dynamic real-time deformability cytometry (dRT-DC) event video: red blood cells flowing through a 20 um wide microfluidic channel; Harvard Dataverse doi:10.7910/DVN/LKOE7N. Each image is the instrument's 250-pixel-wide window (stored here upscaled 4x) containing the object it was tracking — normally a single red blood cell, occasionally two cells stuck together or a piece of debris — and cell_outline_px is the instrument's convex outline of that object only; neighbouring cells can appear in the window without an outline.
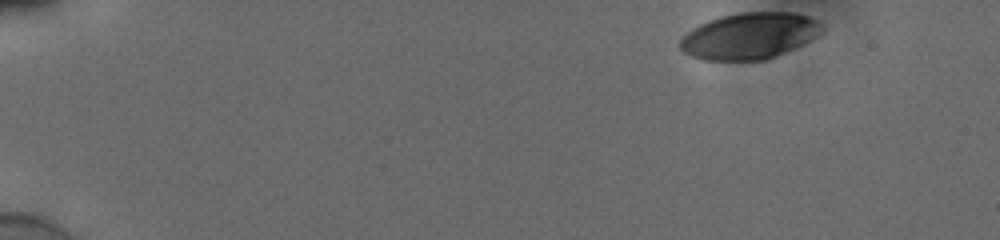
{"species": "human", "species_latin": "Homo sapiens", "temperature_condition": "cold", "stored_images_in_passage": 42, "camera_frame_rate_fps": 3000, "um_per_image_px": 0.085, "donor": {"sex": "male"}, "frame": {"image": 1, "passage_image": 1, "time_ms": 0.0, "image_size_px": [1000, 240], "cell_outline_px": [[824, 32], [792, 48], [764, 60], [704, 60], [692, 56], [684, 52], [680, 48], [680, 40], [692, 28], [708, 20], [720, 16], [740, 12], [796, 12], [808, 16], [824, 24]], "centroid_in_image_um": [63.71, 3.03], "position_along_channel_um": 21.3, "area_um2": 38.09}}
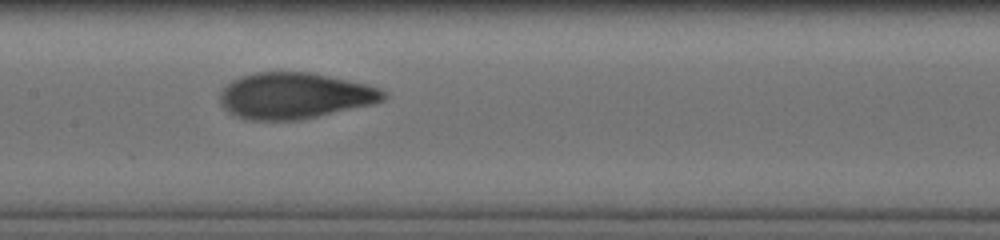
{"frame": {"image": 2, "passage_image": 24, "time_ms": 7.667, "image_size_px": [1000, 240], "cell_outline_px": [[388, 96], [384, 100], [372, 104], [300, 120], [248, 120], [236, 116], [228, 112], [220, 104], [220, 92], [232, 80], [240, 76], [256, 72], [308, 72], [368, 84], [380, 88], [388, 92]], "centroid_in_image_um": [25.05, 8.14], "position_along_channel_um": 182.3, "area_um2": 44.04}}
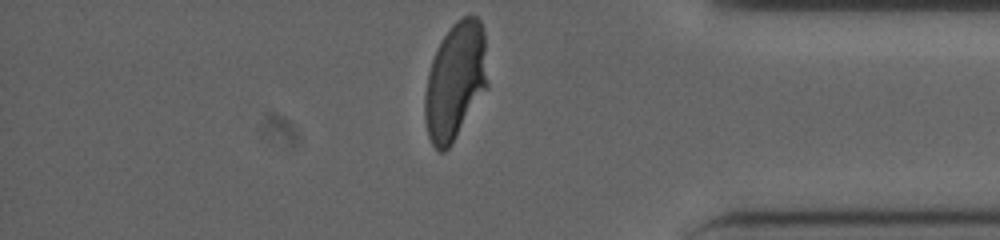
{"frame": {"image": 3, "passage_image": 42, "time_ms": 13.667, "image_size_px": [1000, 240], "cell_outline_px": [[488, 88], [452, 144], [444, 152], [440, 152], [432, 144], [428, 136], [424, 116], [424, 96], [428, 72], [432, 60], [444, 36], [452, 24], [456, 20], [464, 16], [476, 16], [480, 20], [484, 32], [488, 84]], "centroid_in_image_um": [38.71, 6.92], "position_along_channel_um": 396.5, "area_um2": 43.12}, "authors_computed_cell_mechanics": {"area_um2": 42.8009, "velocity_mm_per_s": 3.8465, "shape_relaxation_time_tau1_ms": 4.4082, "shape_relaxation_time_tau2_ms": 0.7423, "deformation_change_tau1": 0.1918, "deformation_change_tau2": 0.0558}}